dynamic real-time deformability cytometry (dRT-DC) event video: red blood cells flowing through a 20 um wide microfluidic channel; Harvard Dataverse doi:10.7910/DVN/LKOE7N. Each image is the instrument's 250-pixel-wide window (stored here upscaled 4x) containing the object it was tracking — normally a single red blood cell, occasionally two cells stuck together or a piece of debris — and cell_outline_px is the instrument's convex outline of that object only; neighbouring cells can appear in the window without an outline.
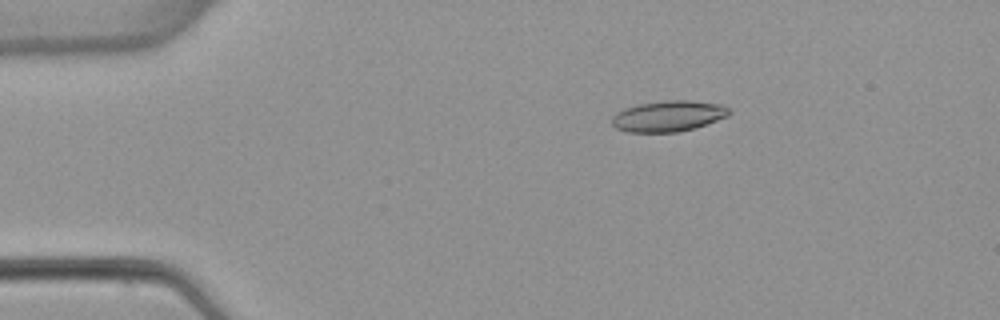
{"species": "common noctule bat (a hibernating species)", "species_latin": "Nyctalus noctula", "temperature_condition": "warm", "stored_images_in_passage": 4, "camera_frame_rate_fps": 3000, "um_per_image_px": 0.085, "animal": {"sex": "female", "body_mass_g": 22.7, "forearm_length_mm": 54.2}, "frame": {"image": 1, "passage_image": 2, "time_ms": 1.0, "image_size_px": [1000, 320], "cell_outline_px": [[732, 112], [728, 116], [692, 128], [676, 132], [628, 132], [616, 128], [612, 124], [612, 116], [616, 112], [624, 108], [636, 104], [668, 100], [688, 100], [724, 104]], "centroid_in_image_um": [56.79, 9.85], "position_along_channel_um": 28.2, "area_um2": 21.1}}
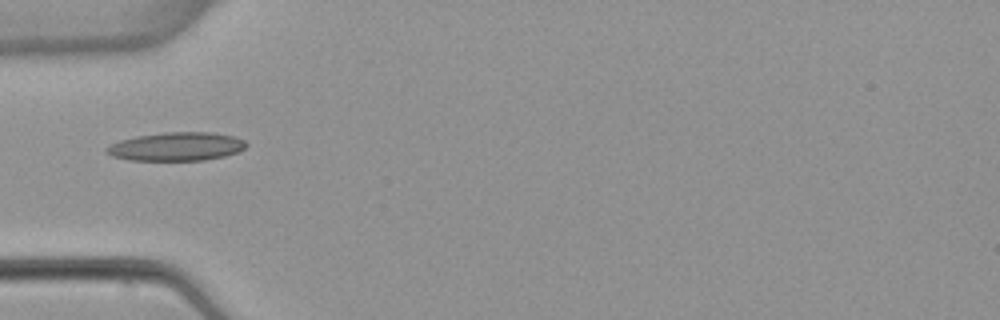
{"frame": {"image": 2, "passage_image": 4, "time_ms": 3.667, "image_size_px": [1000, 320], "cell_outline_px": [[248, 144], [240, 152], [224, 156], [204, 160], [128, 160], [112, 156], [104, 152], [104, 148], [108, 144], [120, 140], [136, 136], [164, 132], [212, 132], [232, 136], [244, 140]], "centroid_in_image_um": [14.96, 12.45], "position_along_channel_um": 70.0, "area_um2": 23.41}}